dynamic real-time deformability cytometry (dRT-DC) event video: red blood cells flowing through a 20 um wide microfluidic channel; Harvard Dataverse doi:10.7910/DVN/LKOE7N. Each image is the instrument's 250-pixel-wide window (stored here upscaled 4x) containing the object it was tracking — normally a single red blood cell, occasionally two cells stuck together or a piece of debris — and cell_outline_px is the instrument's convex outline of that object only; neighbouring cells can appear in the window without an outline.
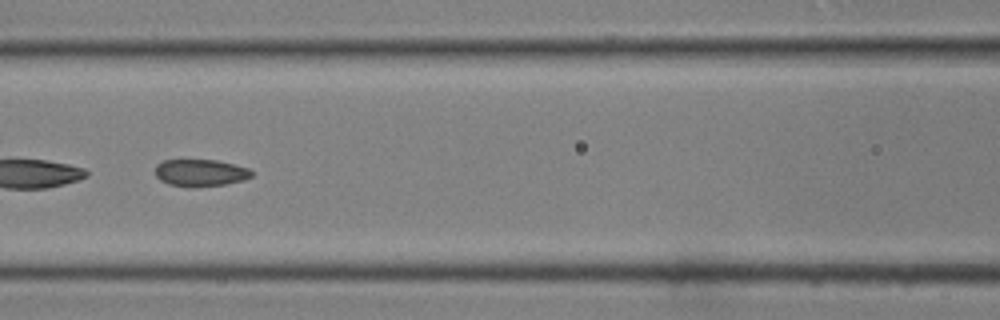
{"species": "common noctule bat (a hibernating species)", "species_latin": "Nyctalus noctula", "temperature_condition": "room temperature", "stored_images_in_passage": 40, "segment_of_instrument_passage": [2, 2], "camera_frame_rate_fps": 3000, "um_per_image_px": 0.085, "animal": {"sex": "male", "body_mass_g": 19.0, "forearm_length_mm": 50.8}, "frame": {"image": 1, "passage_image": 18, "time_ms": 5.667, "image_size_px": [1000, 320], "cell_outline_px": [[256, 172], [252, 176], [244, 180], [224, 184], [196, 188], [188, 188], [168, 184], [160, 180], [156, 176], [156, 164], [164, 160], [216, 160], [248, 168]], "centroid_in_image_um": [17.04, 14.7], "position_along_channel_um": 149.6, "area_um2": 15.43}}
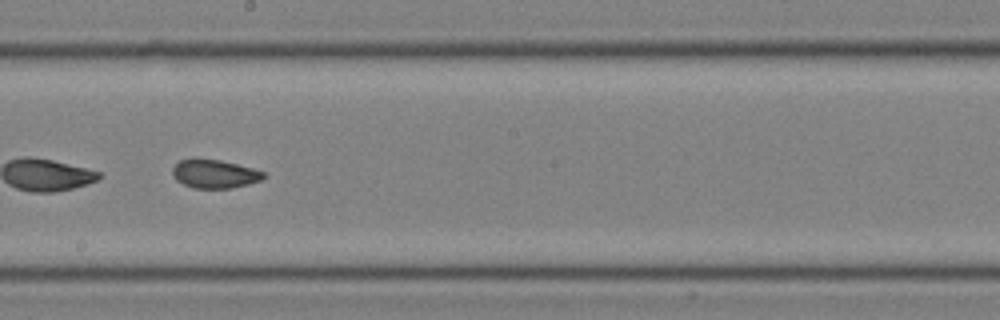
{"frame": {"image": 2, "passage_image": 23, "time_ms": 7.333, "image_size_px": [1000, 320], "cell_outline_px": [[264, 176], [260, 180], [248, 184], [228, 188], [196, 188], [184, 184], [176, 180], [172, 176], [172, 168], [180, 160], [192, 156], [196, 156], [220, 160], [252, 168], [264, 172]], "centroid_in_image_um": [18.16, 14.74], "position_along_channel_um": 230.0, "area_um2": 15.32}}